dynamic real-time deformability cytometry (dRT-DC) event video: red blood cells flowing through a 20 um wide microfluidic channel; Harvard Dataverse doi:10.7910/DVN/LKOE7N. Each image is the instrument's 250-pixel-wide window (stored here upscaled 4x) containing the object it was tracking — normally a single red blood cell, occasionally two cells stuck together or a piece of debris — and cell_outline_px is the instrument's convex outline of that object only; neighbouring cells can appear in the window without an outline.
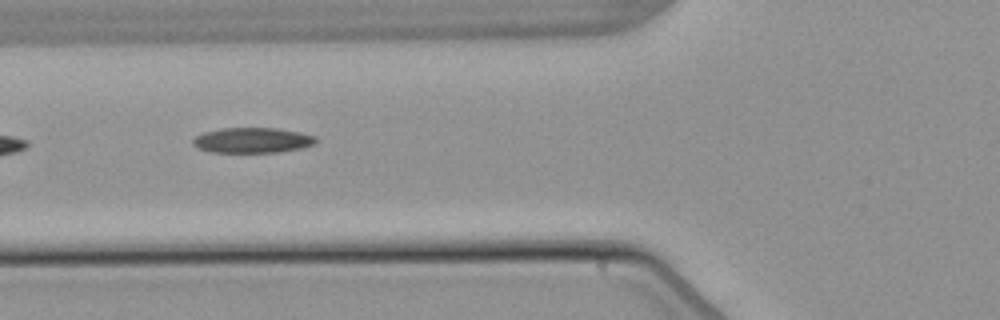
{"species": "common noctule bat (a hibernating species)", "species_latin": "Nyctalus noctula", "temperature_condition": "warm", "stored_images_in_passage": 5, "camera_frame_rate_fps": 3000, "um_per_image_px": 0.085, "animal": {"sex": "male", "body_mass_g": 21.5, "forearm_length_mm": 52.0}, "frame": {"image": 1, "passage_image": 2, "time_ms": 1.333, "image_size_px": [1000, 320], "cell_outline_px": [[316, 140], [312, 144], [304, 148], [280, 152], [208, 152], [196, 148], [192, 144], [192, 140], [196, 136], [204, 132], [224, 128], [276, 128], [300, 132], [316, 136]], "centroid_in_image_um": [21.43, 11.93], "position_along_channel_um": 104.4, "area_um2": 18.21}}
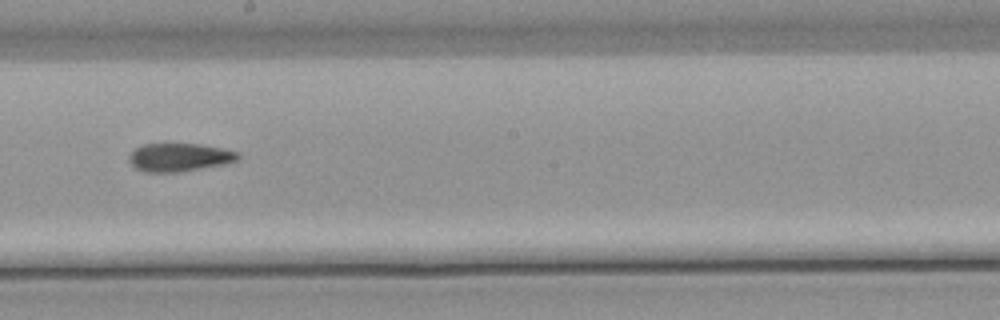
{"frame": {"image": 2, "passage_image": 5, "time_ms": 4.667, "image_size_px": [1000, 320], "cell_outline_px": [[240, 156], [236, 160], [224, 164], [180, 172], [144, 172], [136, 168], [128, 160], [128, 156], [136, 148], [144, 144], [200, 144], [224, 148], [240, 152]], "centroid_in_image_um": [15.26, 13.37], "position_along_channel_um": 232.9, "area_um2": 17.92}}